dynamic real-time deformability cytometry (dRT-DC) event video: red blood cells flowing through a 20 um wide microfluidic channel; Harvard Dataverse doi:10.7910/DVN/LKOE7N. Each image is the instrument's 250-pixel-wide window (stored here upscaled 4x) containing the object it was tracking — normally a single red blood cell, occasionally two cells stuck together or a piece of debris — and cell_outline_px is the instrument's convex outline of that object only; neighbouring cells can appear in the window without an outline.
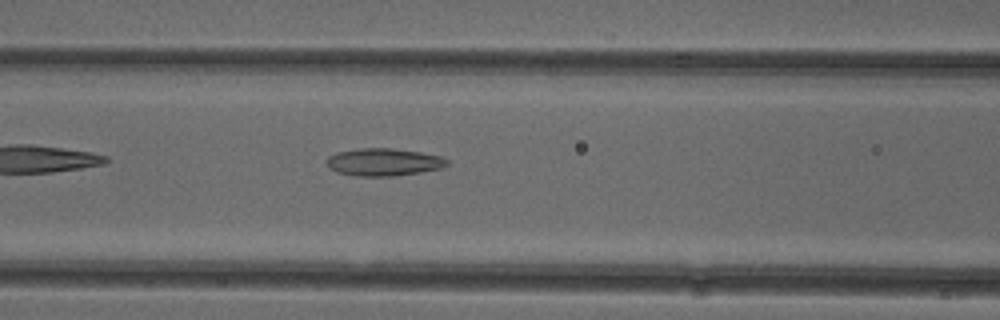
{"species": "common noctule bat (a hibernating species)", "species_latin": "Nyctalus noctula", "temperature_condition": "cold", "stored_images_in_passage": 37, "camera_frame_rate_fps": 3000, "um_per_image_px": 0.085, "animal": {"sex": "female"}, "frame": {"image": 1, "passage_image": 7, "time_ms": 2.0, "image_size_px": [1000, 320], "cell_outline_px": [[448, 164], [440, 168], [420, 172], [392, 176], [356, 176], [336, 172], [328, 164], [328, 156], [336, 152], [360, 148], [392, 148], [420, 152], [440, 156], [448, 160]], "centroid_in_image_um": [32.61, 13.77], "position_along_channel_um": 134.0, "area_um2": 19.13}}
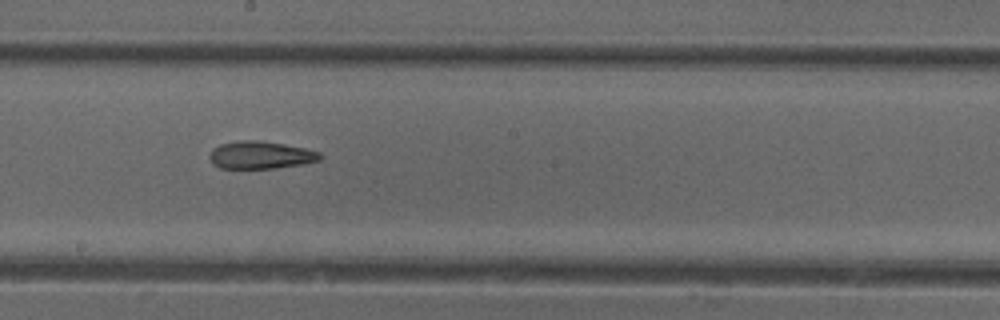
{"frame": {"image": 2, "passage_image": 14, "time_ms": 4.333, "image_size_px": [1000, 320], "cell_outline_px": [[320, 160], [300, 164], [276, 168], [220, 168], [212, 164], [208, 156], [212, 148], [220, 144], [240, 140], [260, 140], [284, 144], [304, 148], [320, 152]], "centroid_in_image_um": [22.09, 13.17], "position_along_channel_um": 226.1, "area_um2": 17.74}}
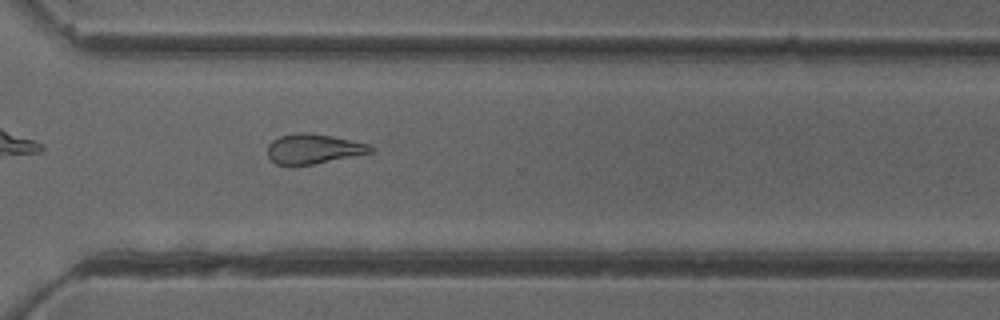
{"frame": {"image": 3, "passage_image": 23, "time_ms": 7.333, "image_size_px": [1000, 320], "cell_outline_px": [[376, 148], [372, 152], [292, 168], [276, 164], [268, 156], [268, 144], [272, 140], [280, 136], [296, 132], [308, 132], [332, 136], [368, 144]], "centroid_in_image_um": [26.58, 12.67], "position_along_channel_um": 344.0, "area_um2": 18.15}, "authors_computed_cell_mechanics": {"area_um2": 18.3804, "velocity_mm_per_s": 3.9524, "shape_relaxation_time_tau1_ms": null, "shape_relaxation_time_tau2_ms": 3.4687, "deformation_change_tau1": null, "deformation_change_tau2": 0.1311}}